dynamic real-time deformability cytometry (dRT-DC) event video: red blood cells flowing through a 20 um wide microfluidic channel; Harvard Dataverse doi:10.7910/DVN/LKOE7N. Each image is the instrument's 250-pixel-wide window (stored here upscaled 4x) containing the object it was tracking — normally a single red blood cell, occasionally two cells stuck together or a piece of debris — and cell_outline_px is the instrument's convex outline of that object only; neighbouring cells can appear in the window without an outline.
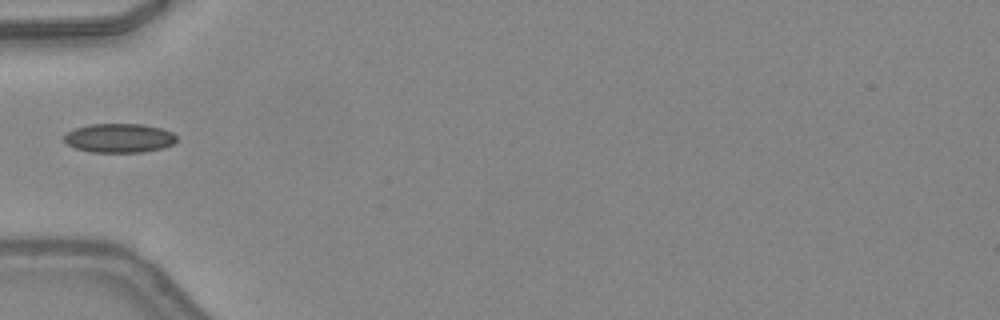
{"species": "common noctule bat (a hibernating species)", "species_latin": "Nyctalus noctula", "temperature_condition": "warm", "stored_images_in_passage": 32, "camera_frame_rate_fps": 3000, "um_per_image_px": 0.085, "animal": {"sex": "female", "body_mass_g": 24.6, "forearm_length_mm": 56.2}, "frame": {"image": 1, "passage_image": 1, "time_ms": 0.0, "image_size_px": [1000, 320], "cell_outline_px": [[176, 140], [172, 144], [164, 148], [144, 152], [88, 152], [76, 148], [68, 144], [64, 140], [64, 132], [88, 124], [144, 124], [160, 128], [172, 132], [176, 136]], "centroid_in_image_um": [10.12, 11.73], "position_along_channel_um": 74.9, "area_um2": 19.19}}
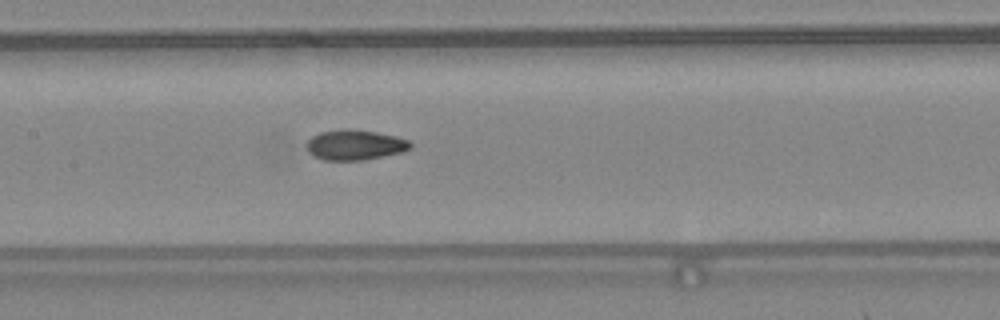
{"frame": {"image": 2, "passage_image": 8, "time_ms": 2.333, "image_size_px": [1000, 320], "cell_outline_px": [[412, 148], [404, 152], [364, 160], [324, 160], [308, 152], [308, 140], [312, 136], [320, 132], [344, 128], [348, 128], [376, 132], [396, 136], [408, 140], [412, 144]], "centroid_in_image_um": [30.21, 12.31], "position_along_channel_um": 177.2, "area_um2": 18.32}}
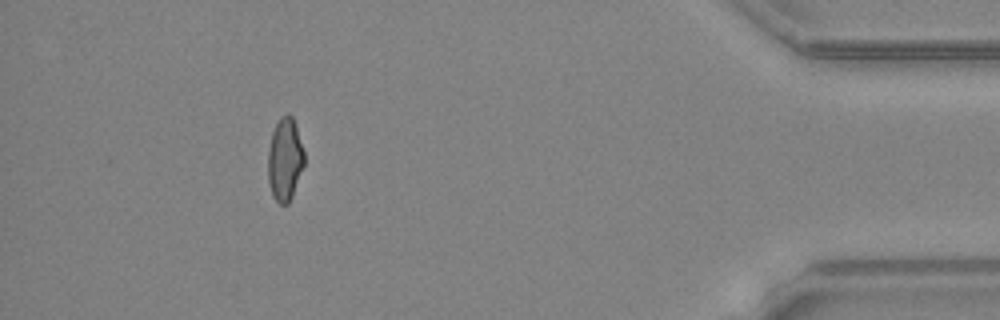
{"frame": {"image": 3, "passage_image": 28, "time_ms": 9.0, "image_size_px": [1000, 320], "cell_outline_px": [[304, 164], [292, 196], [288, 204], [280, 204], [272, 196], [268, 180], [268, 148], [272, 132], [280, 116], [288, 112], [292, 116], [296, 124], [304, 152]], "centroid_in_image_um": [24.21, 13.52], "position_along_channel_um": 411.0, "area_um2": 17.63}}